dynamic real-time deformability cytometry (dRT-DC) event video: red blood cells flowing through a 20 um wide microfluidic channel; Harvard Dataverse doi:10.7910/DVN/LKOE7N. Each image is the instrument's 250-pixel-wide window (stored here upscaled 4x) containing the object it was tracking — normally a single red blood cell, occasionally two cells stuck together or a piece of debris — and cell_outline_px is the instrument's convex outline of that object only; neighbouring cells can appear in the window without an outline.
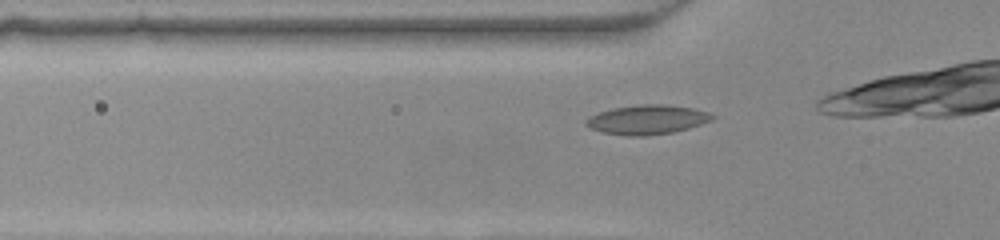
{"species": "common noctule bat (a hibernating species)", "species_latin": "Nyctalus noctula", "temperature_condition": "warm", "stored_images_in_passage": 28, "camera_frame_rate_fps": 3000, "um_per_image_px": 0.085, "animal": {"sex": "female", "body_mass_g": 22.0, "forearm_length_mm": 56.7}, "frame": {"image": 1, "passage_image": 5, "time_ms": 1.333, "image_size_px": [1000, 240], "cell_outline_px": [[716, 116], [712, 120], [688, 128], [672, 132], [644, 136], [628, 136], [604, 132], [592, 128], [584, 124], [584, 120], [588, 116], [612, 108], [640, 104], [664, 104], [692, 108], [708, 112]], "centroid_in_image_um": [54.99, 10.16], "position_along_channel_um": 70.8, "area_um2": 21.5}}
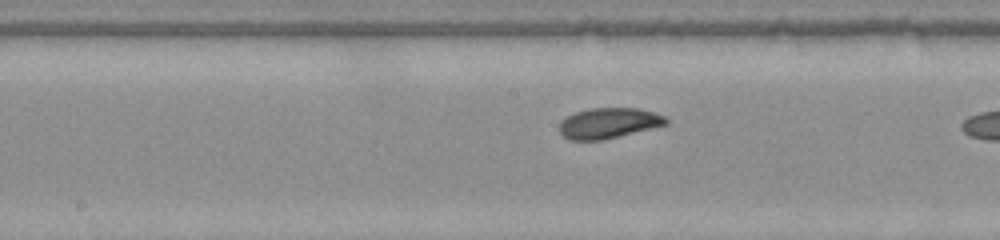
{"frame": {"image": 2, "passage_image": 14, "time_ms": 4.333, "image_size_px": [1000, 240], "cell_outline_px": [[668, 124], [604, 140], [568, 140], [560, 132], [560, 120], [576, 112], [588, 108], [640, 108], [664, 116], [668, 120]], "centroid_in_image_um": [51.73, 10.46], "position_along_channel_um": 196.5, "area_um2": 18.96}}
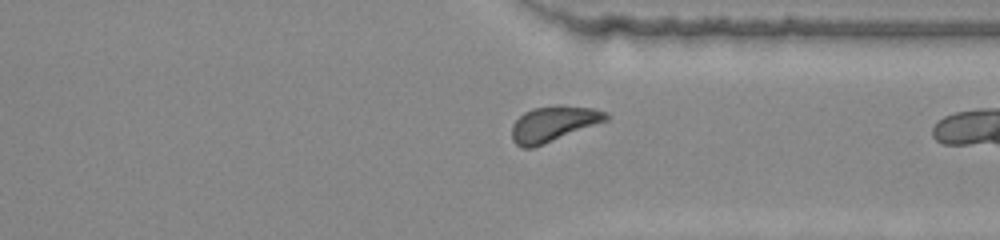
{"frame": {"image": 3, "passage_image": 26, "time_ms": 8.333, "image_size_px": [1000, 240], "cell_outline_px": [[608, 120], [544, 144], [532, 148], [524, 148], [516, 144], [512, 140], [512, 124], [524, 112], [532, 108], [592, 108], [608, 112]], "centroid_in_image_um": [47.01, 10.57], "position_along_channel_um": 364.4, "area_um2": 18.67}}